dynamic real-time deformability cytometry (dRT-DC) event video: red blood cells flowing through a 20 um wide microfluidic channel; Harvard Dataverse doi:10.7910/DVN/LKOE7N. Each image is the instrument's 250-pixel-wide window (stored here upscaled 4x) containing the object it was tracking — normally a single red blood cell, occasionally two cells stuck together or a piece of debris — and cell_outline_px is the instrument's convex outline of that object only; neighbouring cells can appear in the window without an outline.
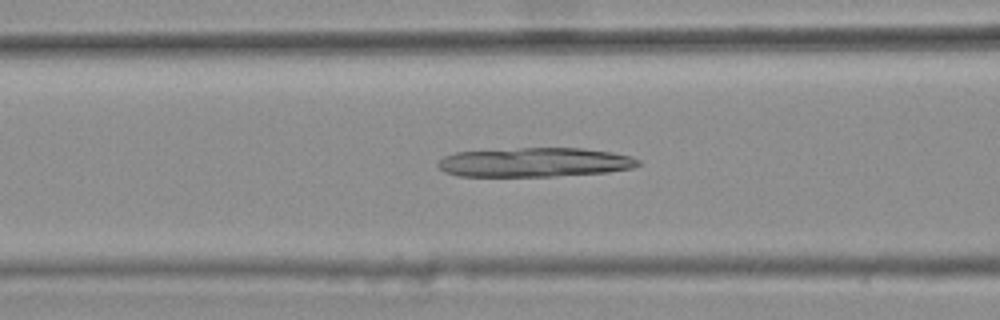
{"species": "common noctule bat (a hibernating species)", "species_latin": "Nyctalus noctula", "temperature_condition": "warm", "stored_images_in_passage": 45, "camera_frame_rate_fps": 3000, "um_per_image_px": 0.085, "animal": {"sex": "female", "body_mass_g": 25.1}, "frame": {"image": 1, "passage_image": 20, "time_ms": 6.333, "image_size_px": [1000, 320], "cell_outline_px": [[640, 164], [632, 168], [608, 172], [552, 176], [460, 176], [444, 172], [436, 164], [444, 156], [456, 152], [520, 148], [584, 148], [612, 152], [632, 156], [640, 160]], "centroid_in_image_um": [45.47, 13.79], "position_along_channel_um": 121.1, "area_um2": 34.16}}
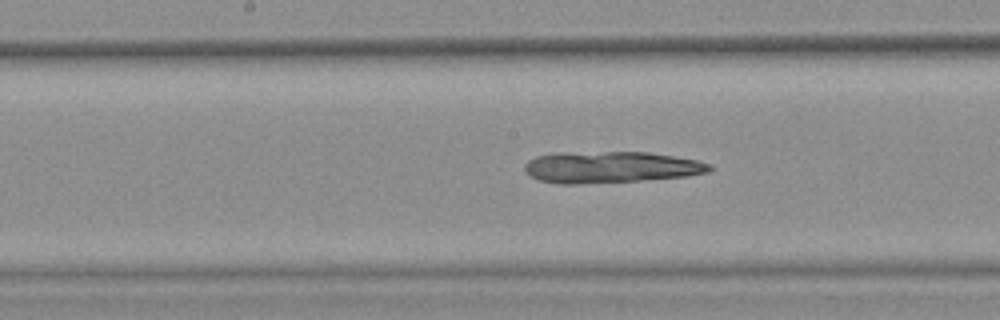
{"frame": {"image": 2, "passage_image": 26, "time_ms": 8.333, "image_size_px": [1000, 320], "cell_outline_px": [[712, 168], [708, 172], [688, 176], [640, 180], [576, 184], [560, 184], [540, 180], [528, 176], [524, 172], [524, 164], [528, 160], [536, 156], [556, 152], [648, 152], [696, 160], [712, 164]], "centroid_in_image_um": [51.85, 14.2], "position_along_channel_um": 196.3, "area_um2": 34.04}}
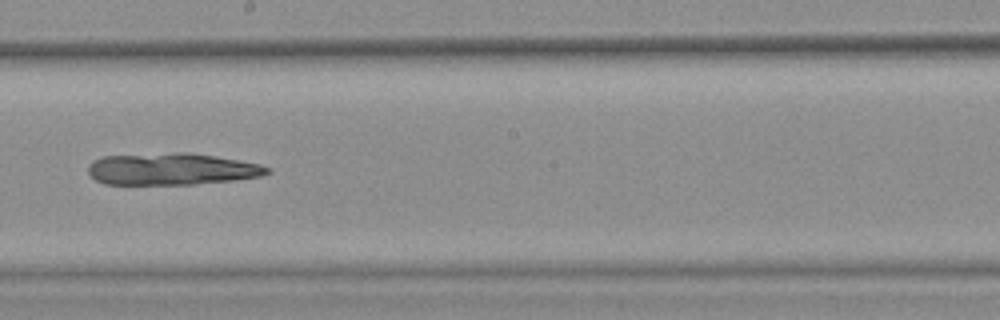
{"frame": {"image": 3, "passage_image": 29, "time_ms": 9.333, "image_size_px": [1000, 320], "cell_outline_px": [[272, 172], [260, 176], [232, 180], [192, 184], [104, 184], [96, 180], [88, 172], [88, 164], [92, 160], [100, 156], [176, 152], [188, 152], [260, 164], [272, 168]], "centroid_in_image_um": [14.55, 14.36], "position_along_channel_um": 233.6, "area_um2": 33.23}}